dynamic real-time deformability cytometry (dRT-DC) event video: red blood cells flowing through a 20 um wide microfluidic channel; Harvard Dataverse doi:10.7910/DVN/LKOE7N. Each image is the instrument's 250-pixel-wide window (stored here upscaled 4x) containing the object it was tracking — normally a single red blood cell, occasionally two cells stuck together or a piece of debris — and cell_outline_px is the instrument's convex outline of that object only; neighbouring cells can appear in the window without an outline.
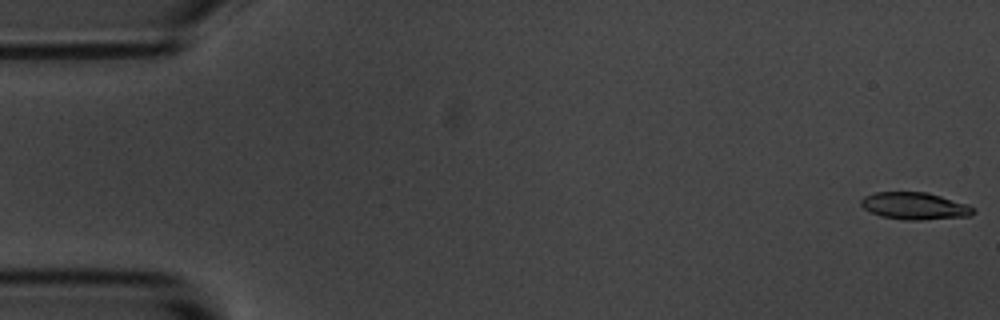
{"species": "common noctule bat (a hibernating species)", "species_latin": "Nyctalus noctula", "temperature_condition": "room temperature", "stored_images_in_passage": 52, "camera_frame_rate_fps": 3000, "um_per_image_px": 0.085, "animal": {"sex": "male", "body_mass_g": 20.1, "forearm_length_mm": 53.5}, "frame": {"image": 1, "passage_image": 1, "time_ms": 0.0, "image_size_px": [1000, 320], "cell_outline_px": [[976, 212], [968, 216], [920, 220], [904, 220], [880, 216], [864, 208], [860, 204], [860, 200], [864, 196], [876, 192], [928, 192], [968, 204], [976, 208]], "centroid_in_image_um": [77.77, 17.5], "position_along_channel_um": 7.2, "area_um2": 17.86}}
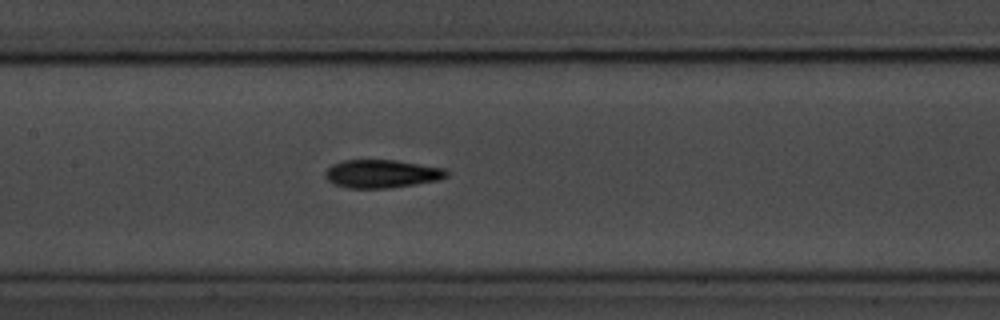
{"frame": {"image": 2, "passage_image": 26, "time_ms": 8.333, "image_size_px": [1000, 320], "cell_outline_px": [[448, 176], [440, 180], [388, 188], [348, 188], [336, 184], [328, 180], [324, 176], [324, 172], [332, 164], [344, 160], [396, 160], [444, 168], [448, 172]], "centroid_in_image_um": [32.45, 14.77], "position_along_channel_um": 175.0, "area_um2": 19.88}}
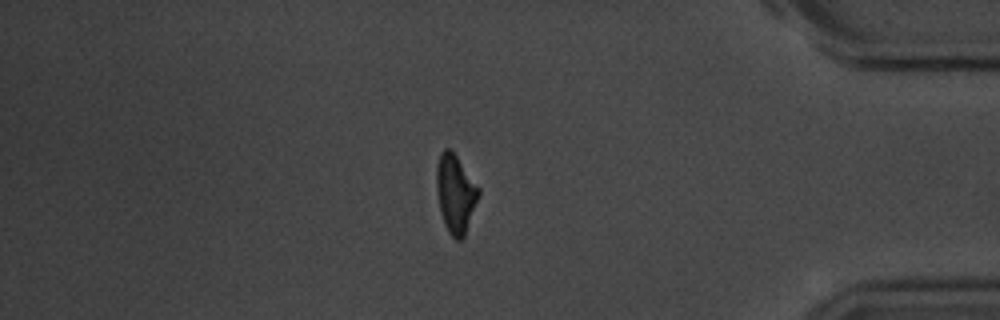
{"frame": {"image": 3, "passage_image": 47, "time_ms": 15.333, "image_size_px": [1000, 320], "cell_outline_px": [[480, 196], [464, 236], [460, 240], [456, 240], [448, 232], [444, 224], [440, 212], [436, 188], [436, 164], [440, 152], [444, 148], [452, 148], [480, 188]], "centroid_in_image_um": [38.71, 16.41], "position_along_channel_um": 396.5, "area_um2": 19.65}}